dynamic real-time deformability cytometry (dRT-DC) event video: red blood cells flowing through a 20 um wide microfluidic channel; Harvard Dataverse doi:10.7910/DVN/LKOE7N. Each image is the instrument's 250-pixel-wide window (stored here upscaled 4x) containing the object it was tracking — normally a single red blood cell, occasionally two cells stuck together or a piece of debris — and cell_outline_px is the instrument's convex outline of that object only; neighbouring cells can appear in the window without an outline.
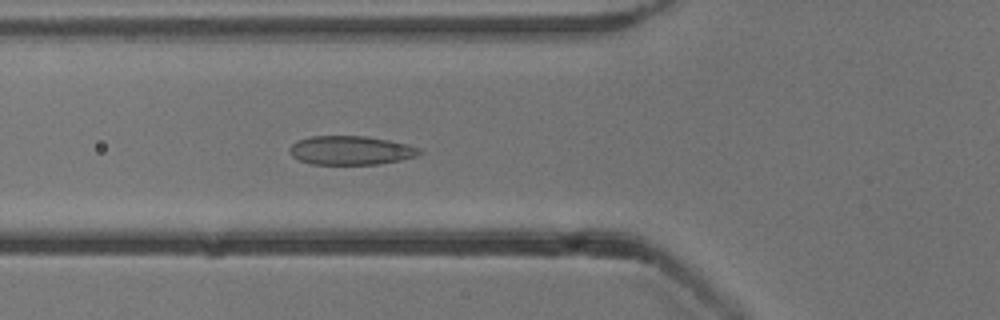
{"species": "common noctule bat (a hibernating species)", "species_latin": "Nyctalus noctula", "temperature_condition": "cold", "stored_images_in_passage": 41, "camera_frame_rate_fps": 3000, "um_per_image_px": 0.085, "animal": {"sex": "male", "body_mass_g": 13.3}, "frame": {"image": 1, "passage_image": 10, "time_ms": 3.0, "image_size_px": [1000, 320], "cell_outline_px": [[424, 152], [416, 156], [400, 160], [380, 164], [312, 164], [300, 160], [292, 156], [288, 152], [288, 148], [292, 144], [300, 140], [312, 136], [364, 136], [388, 140], [420, 148]], "centroid_in_image_um": [29.81, 12.78], "position_along_channel_um": 96.0, "area_um2": 21.73}}
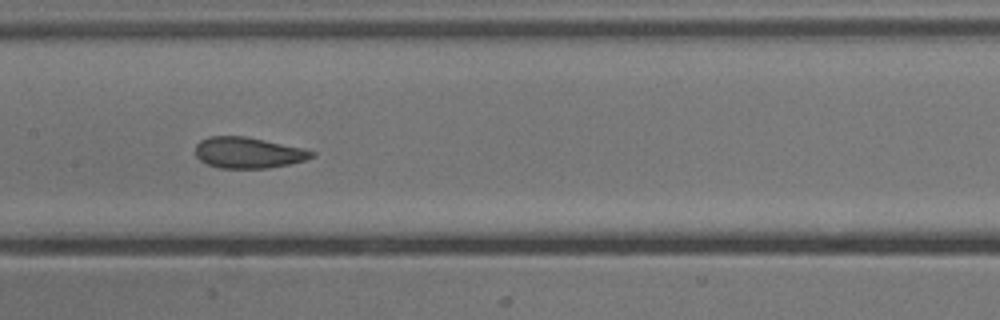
{"frame": {"image": 2, "passage_image": 17, "time_ms": 5.333, "image_size_px": [1000, 320], "cell_outline_px": [[316, 156], [304, 160], [288, 164], [268, 168], [216, 168], [200, 160], [196, 156], [196, 144], [200, 140], [208, 136], [244, 136], [304, 148], [316, 152]], "centroid_in_image_um": [21.09, 12.98], "position_along_channel_um": 186.3, "area_um2": 21.04}}
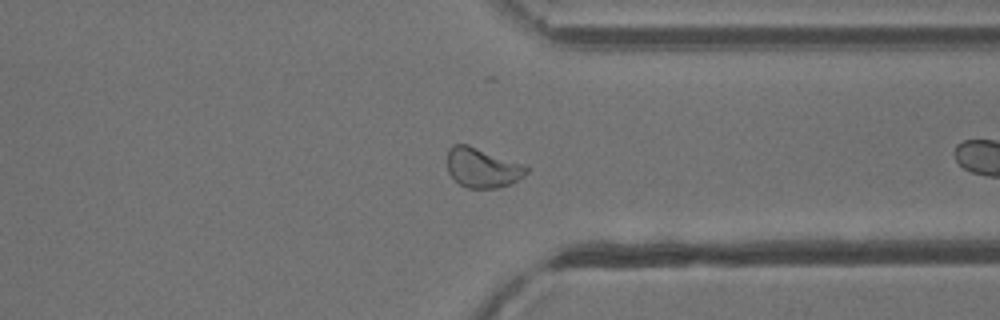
{"frame": {"image": 3, "passage_image": 28, "time_ms": 9.0, "image_size_px": [1000, 320], "cell_outline_px": [[528, 172], [524, 176], [512, 184], [496, 188], [468, 188], [460, 184], [448, 172], [448, 148], [452, 144], [468, 144], [520, 164], [528, 168]], "centroid_in_image_um": [40.98, 14.27], "position_along_channel_um": 370.4, "area_um2": 18.03}, "authors_computed_cell_mechanics": {"area_um2": 21.386, "velocity_mm_per_s": 3.8594, "shape_relaxation_time_tau1_ms": 4.3784, "shape_relaxation_time_tau2_ms": 0.8936, "deformation_change_tau1": 0.1215, "deformation_change_tau2": 0.052}}